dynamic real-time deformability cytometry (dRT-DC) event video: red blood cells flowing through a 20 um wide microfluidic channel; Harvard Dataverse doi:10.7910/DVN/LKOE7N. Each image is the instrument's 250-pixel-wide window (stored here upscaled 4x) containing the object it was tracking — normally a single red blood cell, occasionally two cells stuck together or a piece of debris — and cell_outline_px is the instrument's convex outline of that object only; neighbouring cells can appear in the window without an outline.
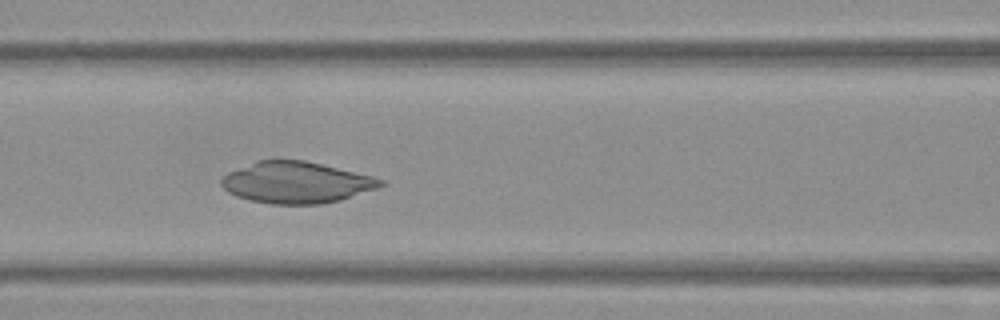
{"species": "Egyptian fruit bat (a non-hibernating species)", "species_latin": "Rousettus aegyptiacus", "temperature_condition": "warm", "stored_images_in_passage": 50, "camera_frame_rate_fps": 3000, "um_per_image_px": 0.085, "frame": {"image": 1, "passage_image": 20, "time_ms": 6.333, "image_size_px": [1000, 320], "cell_outline_px": [[384, 184], [376, 188], [340, 200], [320, 204], [272, 204], [252, 200], [236, 196], [228, 192], [220, 184], [220, 180], [228, 172], [256, 160], [304, 160], [372, 176], [384, 180]], "centroid_in_image_um": [25.15, 15.51], "position_along_channel_um": 141.4, "area_um2": 38.09}}
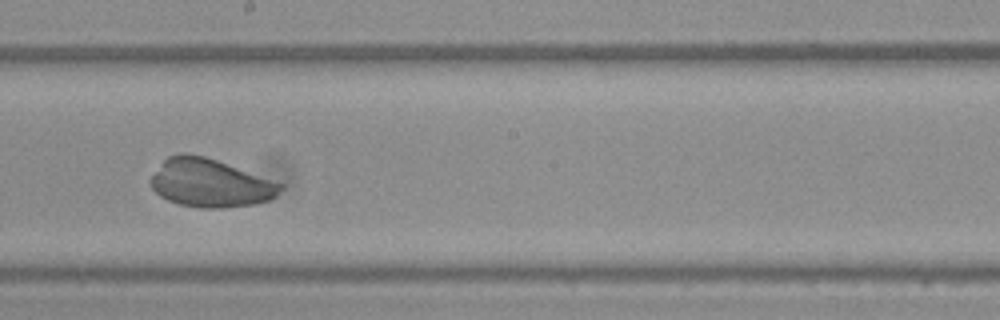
{"frame": {"image": 2, "passage_image": 27, "time_ms": 8.667, "image_size_px": [1000, 320], "cell_outline_px": [[284, 188], [276, 196], [268, 200], [256, 204], [220, 208], [200, 208], [180, 204], [168, 200], [160, 196], [152, 188], [148, 180], [164, 160], [168, 156], [180, 152], [184, 152], [204, 156], [216, 160], [284, 184]], "centroid_in_image_um": [17.85, 15.56], "position_along_channel_um": 230.3, "area_um2": 36.41}}
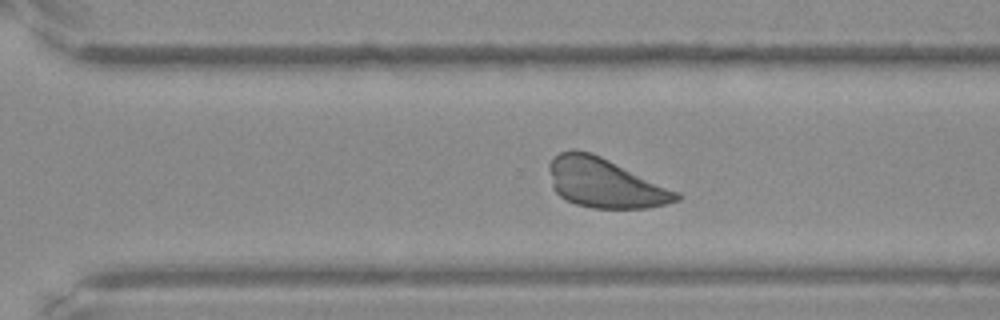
{"frame": {"image": 3, "passage_image": 34, "time_ms": 11.0, "image_size_px": [1000, 320], "cell_outline_px": [[680, 200], [664, 204], [644, 208], [592, 208], [576, 204], [560, 196], [556, 192], [552, 184], [548, 168], [548, 164], [552, 156], [560, 152], [572, 148], [592, 152], [680, 192]], "centroid_in_image_um": [51.39, 15.53], "position_along_channel_um": 319.2, "area_um2": 36.76}}